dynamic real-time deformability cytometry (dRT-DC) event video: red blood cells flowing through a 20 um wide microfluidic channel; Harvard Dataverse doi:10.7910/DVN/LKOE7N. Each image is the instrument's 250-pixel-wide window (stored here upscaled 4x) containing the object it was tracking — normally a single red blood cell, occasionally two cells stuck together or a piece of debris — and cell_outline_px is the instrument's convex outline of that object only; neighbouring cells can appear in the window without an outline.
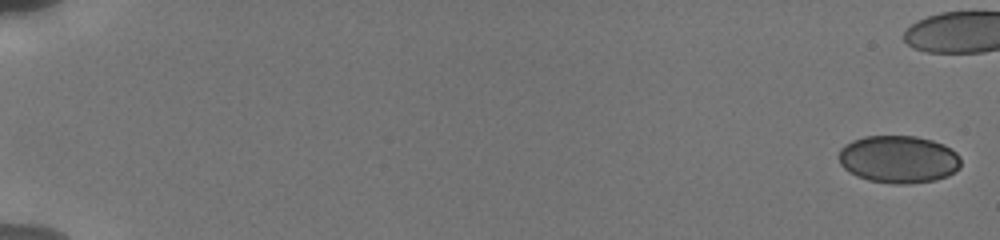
{"species": "human", "species_latin": "Homo sapiens", "temperature_condition": "cold", "stored_images_in_passage": 9, "camera_frame_rate_fps": 3000, "um_per_image_px": 0.085, "donor": {"sex": "male"}, "frame": {"image": 1, "passage_image": 1, "time_ms": 0.0, "image_size_px": [1000, 240], "cell_outline_px": [[960, 168], [948, 176], [936, 180], [908, 184], [892, 184], [868, 180], [856, 176], [848, 172], [840, 164], [840, 148], [844, 144], [852, 140], [864, 136], [916, 136], [932, 140], [944, 144], [956, 152], [960, 156]], "centroid_in_image_um": [76.38, 13.54], "position_along_channel_um": 8.6, "area_um2": 34.16}}
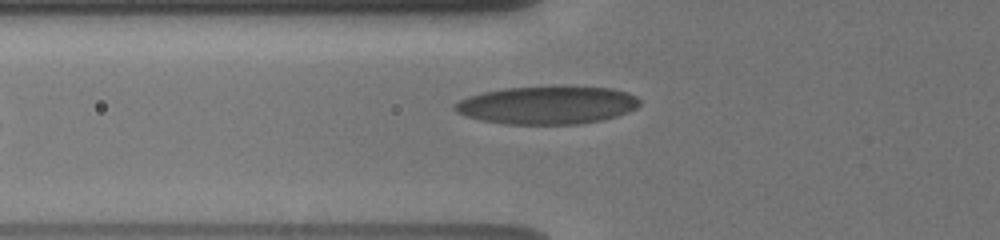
{"frame": {"image": 2, "passage_image": 9, "time_ms": 8.333, "image_size_px": [1000, 240], "cell_outline_px": [[640, 104], [636, 108], [628, 112], [604, 120], [580, 124], [504, 124], [480, 120], [464, 116], [456, 112], [452, 108], [452, 104], [468, 96], [484, 92], [504, 88], [612, 88], [628, 92], [636, 96], [640, 100]], "centroid_in_image_um": [46.48, 8.96], "position_along_channel_um": 79.3, "area_um2": 40.58}}